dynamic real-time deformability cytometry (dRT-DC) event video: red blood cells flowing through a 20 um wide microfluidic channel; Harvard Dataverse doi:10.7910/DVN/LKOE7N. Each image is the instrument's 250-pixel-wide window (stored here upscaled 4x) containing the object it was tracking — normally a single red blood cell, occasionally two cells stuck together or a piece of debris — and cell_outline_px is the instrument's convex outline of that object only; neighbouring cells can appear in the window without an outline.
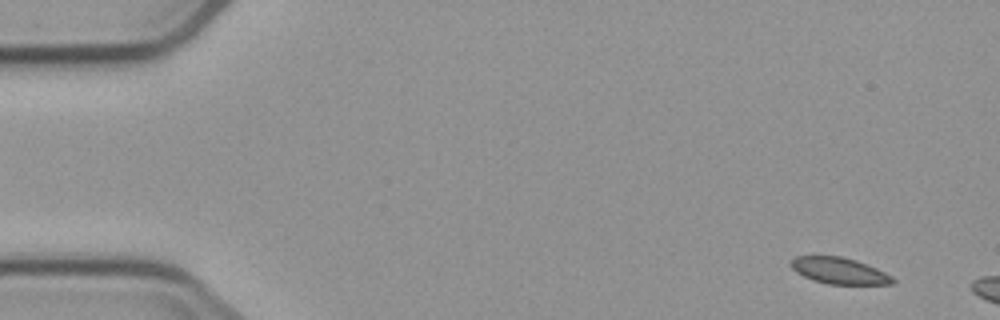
{"species": "common noctule bat (a hibernating species)", "species_latin": "Nyctalus noctula", "temperature_condition": "cold", "stored_images_in_passage": 4, "camera_frame_rate_fps": 3000, "um_per_image_px": 0.085, "animal": {"sex": "male", "body_mass_g": 23.1, "forearm_length_mm": 52.7}, "frame": {"image": 1, "passage_image": 4, "time_ms": 5.0, "image_size_px": [1000, 320], "cell_outline_px": [[896, 284], [828, 284], [812, 280], [796, 272], [788, 264], [796, 256], [840, 256], [856, 260], [876, 268], [892, 276], [896, 280]], "centroid_in_image_um": [71.34, 23.02], "position_along_channel_um": 13.7, "area_um2": 15.66}}